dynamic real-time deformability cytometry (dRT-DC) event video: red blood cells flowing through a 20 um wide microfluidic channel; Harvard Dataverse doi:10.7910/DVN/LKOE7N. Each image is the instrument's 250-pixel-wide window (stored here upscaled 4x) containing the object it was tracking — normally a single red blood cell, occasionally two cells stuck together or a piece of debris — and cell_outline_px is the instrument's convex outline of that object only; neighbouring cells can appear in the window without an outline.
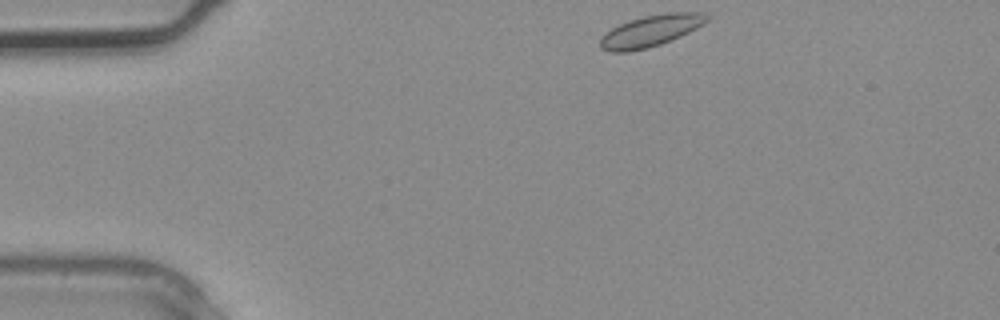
{"species": "common noctule bat (a hibernating species)", "species_latin": "Nyctalus noctula", "temperature_condition": "warm", "stored_images_in_passage": 4, "segment_of_instrument_passage": [2, 2], "camera_frame_rate_fps": 3000, "um_per_image_px": 0.085, "animal": {"sex": "male", "body_mass_g": 20.4}, "frame": {"image": 1, "passage_image": 4, "time_ms": 1.0, "image_size_px": [1000, 320], "cell_outline_px": [[712, 16], [708, 20], [696, 28], [680, 36], [660, 44], [648, 48], [628, 52], [608, 52], [600, 48], [600, 36], [612, 28], [620, 24], [644, 16], [664, 12], [704, 12]], "centroid_in_image_um": [55.31, 2.62], "position_along_channel_um": 29.7, "area_um2": 19.65}}